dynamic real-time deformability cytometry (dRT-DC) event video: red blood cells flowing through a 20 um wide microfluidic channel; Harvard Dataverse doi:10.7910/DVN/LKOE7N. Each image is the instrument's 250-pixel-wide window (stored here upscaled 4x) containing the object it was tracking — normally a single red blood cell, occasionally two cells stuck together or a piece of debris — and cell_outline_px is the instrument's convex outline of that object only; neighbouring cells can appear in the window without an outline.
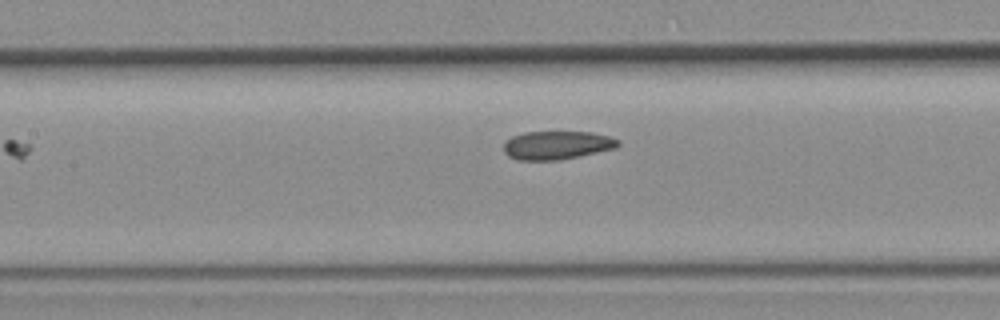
{"species": "common noctule bat (a hibernating species)", "species_latin": "Nyctalus noctula", "temperature_condition": "room temperature", "stored_images_in_passage": 4, "camera_frame_rate_fps": 3000, "um_per_image_px": 0.085, "animal": {"sex": "female", "body_mass_g": 19.3, "forearm_length_mm": 54.1}, "frame": {"image": 1, "passage_image": 4, "time_ms": 3.333, "image_size_px": [1000, 320], "cell_outline_px": [[620, 144], [616, 148], [580, 156], [560, 160], [516, 160], [508, 156], [504, 152], [504, 144], [512, 136], [524, 132], [592, 132], [608, 136], [620, 140]], "centroid_in_image_um": [47.35, 12.34], "position_along_channel_um": 160.1, "area_um2": 19.02}}